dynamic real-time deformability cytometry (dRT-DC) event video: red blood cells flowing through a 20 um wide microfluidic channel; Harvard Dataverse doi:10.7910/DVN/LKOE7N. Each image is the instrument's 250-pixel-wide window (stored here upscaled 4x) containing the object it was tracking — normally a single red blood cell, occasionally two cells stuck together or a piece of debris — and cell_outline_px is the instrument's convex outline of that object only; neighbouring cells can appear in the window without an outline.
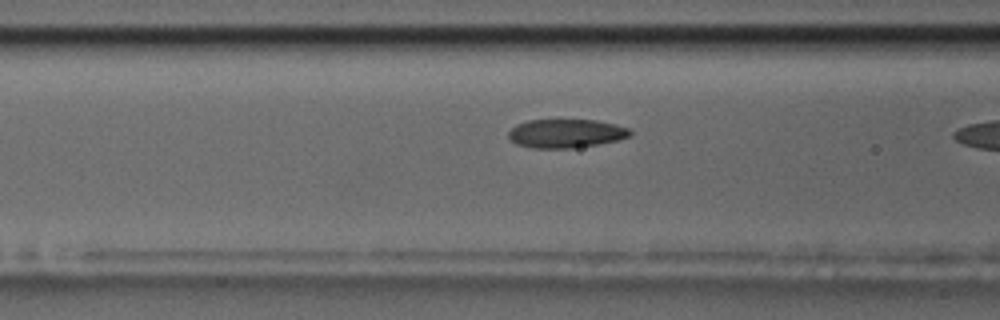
{"species": "common noctule bat (a hibernating species)", "species_latin": "Nyctalus noctula", "temperature_condition": "room temperature", "stored_images_in_passage": 14, "camera_frame_rate_fps": 3000, "um_per_image_px": 0.085, "animal": {"sex": "male", "body_mass_g": 17.5, "forearm_length_mm": 52.3}, "frame": {"image": 1, "passage_image": 12, "time_ms": 3.667, "image_size_px": [1000, 320], "cell_outline_px": [[632, 136], [616, 140], [596, 144], [572, 148], [532, 148], [516, 144], [508, 136], [508, 132], [516, 124], [528, 120], [596, 120], [616, 124], [628, 128], [632, 132]], "centroid_in_image_um": [48.1, 11.34], "position_along_channel_um": 118.5, "area_um2": 20.29}}